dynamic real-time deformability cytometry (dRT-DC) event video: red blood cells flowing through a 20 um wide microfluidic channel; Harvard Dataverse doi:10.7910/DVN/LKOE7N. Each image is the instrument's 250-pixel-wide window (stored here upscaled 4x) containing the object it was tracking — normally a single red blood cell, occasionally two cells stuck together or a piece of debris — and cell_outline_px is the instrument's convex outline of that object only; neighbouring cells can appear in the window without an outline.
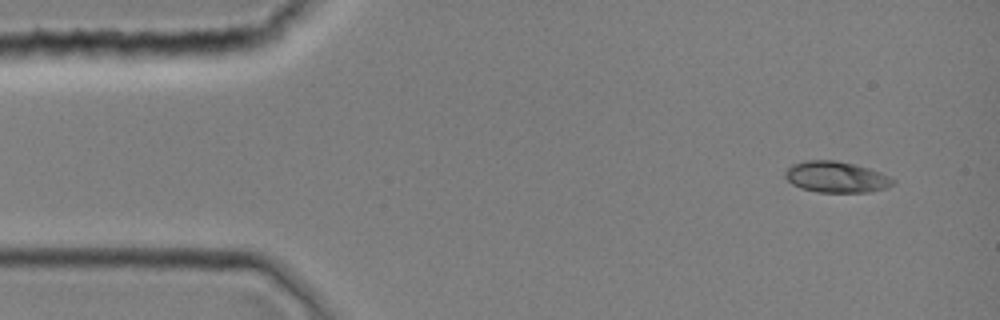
{"species": "common noctule bat (a hibernating species)", "species_latin": "Nyctalus noctula", "temperature_condition": "room temperature", "stored_images_in_passage": 1, "camera_frame_rate_fps": 3000, "um_per_image_px": 0.085, "animal": {"sex": "female", "body_mass_g": 19.0, "forearm_length_mm": 51.5}, "frame": {"image": 1, "passage_image": 1, "time_ms": 0.0, "image_size_px": [1000, 320], "cell_outline_px": [[896, 180], [888, 188], [872, 192], [816, 192], [800, 188], [792, 184], [784, 176], [784, 172], [792, 164], [808, 160], [836, 160], [868, 168], [880, 172]], "centroid_in_image_um": [71.07, 15.05], "position_along_channel_um": 13.9, "area_um2": 19.59}}